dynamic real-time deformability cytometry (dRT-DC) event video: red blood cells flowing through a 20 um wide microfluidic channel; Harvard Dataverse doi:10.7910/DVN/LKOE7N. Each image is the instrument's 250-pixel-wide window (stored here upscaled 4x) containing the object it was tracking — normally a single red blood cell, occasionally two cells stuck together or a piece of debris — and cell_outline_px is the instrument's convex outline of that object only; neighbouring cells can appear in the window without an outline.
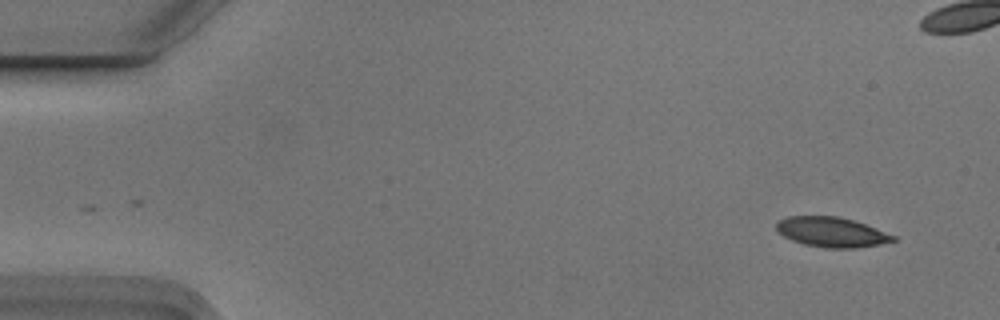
{"species": "Egyptian fruit bat (a non-hibernating species)", "species_latin": "Rousettus aegyptiacus", "temperature_condition": "cold", "stored_images_in_passage": 2, "camera_frame_rate_fps": 3000, "um_per_image_px": 0.085, "animal": {"sex": "male"}, "frame": {"image": 1, "passage_image": 2, "time_ms": 0.333, "image_size_px": [1000, 320], "cell_outline_px": [[896, 240], [880, 244], [856, 248], [824, 248], [804, 244], [792, 240], [784, 236], [776, 228], [776, 220], [788, 216], [836, 216], [852, 220], [876, 228], [896, 236]], "centroid_in_image_um": [70.67, 19.73], "position_along_channel_um": 14.3, "area_um2": 20.29}}